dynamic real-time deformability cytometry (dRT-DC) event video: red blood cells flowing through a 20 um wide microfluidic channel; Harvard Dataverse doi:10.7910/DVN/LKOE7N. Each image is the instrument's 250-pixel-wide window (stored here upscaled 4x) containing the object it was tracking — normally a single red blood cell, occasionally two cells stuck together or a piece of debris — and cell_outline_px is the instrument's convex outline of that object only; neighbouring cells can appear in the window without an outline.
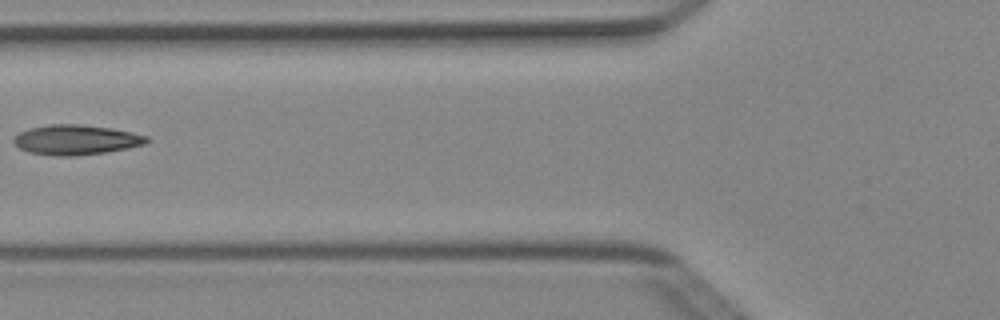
{"species": "Egyptian fruit bat (a non-hibernating species)", "species_latin": "Rousettus aegyptiacus", "temperature_condition": "cold", "stored_images_in_passage": 6, "camera_frame_rate_fps": 3000, "um_per_image_px": 0.085, "animal": {"sex": "female"}, "frame": {"image": 1, "passage_image": 5, "time_ms": 1.333, "image_size_px": [1000, 320], "cell_outline_px": [[152, 140], [144, 144], [104, 152], [76, 156], [56, 156], [28, 152], [20, 148], [12, 140], [20, 132], [28, 128], [48, 124], [80, 124], [112, 128], [132, 132], [148, 136]], "centroid_in_image_um": [6.46, 11.87], "position_along_channel_um": 119.3, "area_um2": 23.18}}
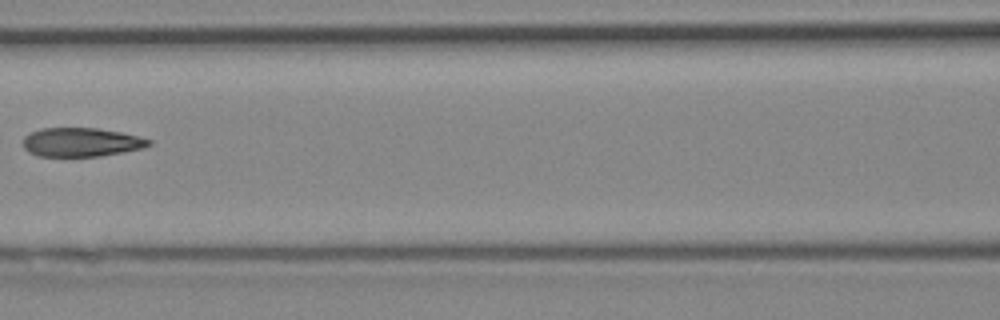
{"frame": {"image": 2, "passage_image": 6, "time_ms": 1.667, "image_size_px": [1000, 320], "cell_outline_px": [[152, 144], [144, 148], [124, 152], [100, 156], [36, 156], [28, 152], [24, 148], [24, 136], [40, 128], [96, 128], [120, 132], [152, 140]], "centroid_in_image_um": [6.91, 12.09], "position_along_channel_um": 159.7, "area_um2": 21.15}}